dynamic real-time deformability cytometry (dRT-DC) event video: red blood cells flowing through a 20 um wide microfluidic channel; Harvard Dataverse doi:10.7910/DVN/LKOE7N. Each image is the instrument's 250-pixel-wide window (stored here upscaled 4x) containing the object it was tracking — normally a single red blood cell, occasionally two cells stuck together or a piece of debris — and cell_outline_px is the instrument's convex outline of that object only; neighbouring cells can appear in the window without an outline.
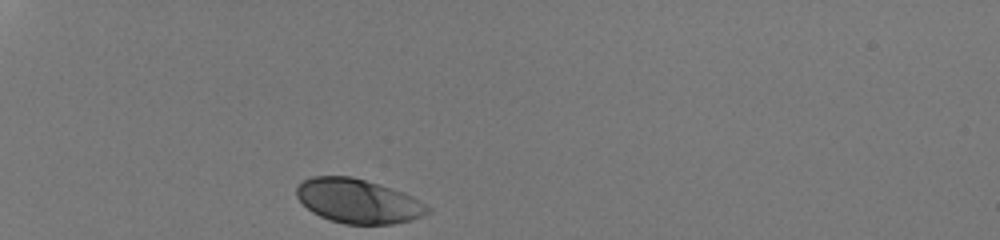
{"species": "human", "species_latin": "Homo sapiens", "temperature_condition": "room temperature", "stored_images_in_passage": 29, "camera_frame_rate_fps": 3000, "um_per_image_px": 0.085, "donor": {"sex": "male"}, "frame": {"image": 1, "passage_image": 1, "time_ms": 0.0, "image_size_px": [1000, 240], "cell_outline_px": [[432, 212], [412, 220], [392, 224], [344, 224], [328, 220], [312, 212], [296, 196], [296, 188], [304, 180], [312, 176], [352, 176], [380, 184], [404, 192], [412, 196], [432, 208]], "centroid_in_image_um": [30.47, 17.1], "position_along_channel_um": 54.5, "area_um2": 33.99}}
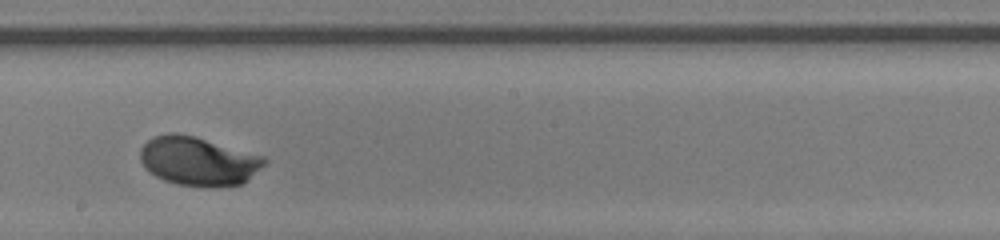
{"frame": {"image": 2, "passage_image": 17, "time_ms": 5.333, "image_size_px": [1000, 240], "cell_outline_px": [[268, 160], [244, 184], [216, 188], [208, 188], [176, 184], [164, 180], [156, 176], [144, 168], [140, 160], [140, 148], [148, 140], [156, 136], [168, 132], [176, 132], [196, 136], [264, 156]], "centroid_in_image_um": [16.86, 13.71], "position_along_channel_um": 231.3, "area_um2": 35.84}}
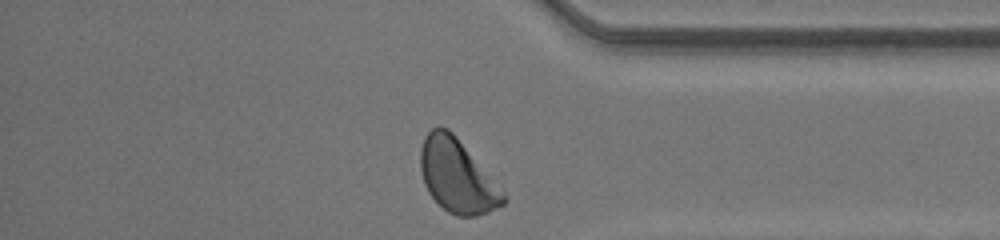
{"frame": {"image": 3, "passage_image": 29, "time_ms": 9.333, "image_size_px": [1000, 240], "cell_outline_px": [[508, 200], [504, 204], [488, 212], [476, 216], [456, 216], [448, 212], [428, 192], [424, 184], [420, 168], [420, 148], [424, 136], [432, 128], [448, 128], [456, 136], [504, 192]], "centroid_in_image_um": [38.85, 14.97], "position_along_channel_um": 396.4, "area_um2": 35.03}, "authors_computed_cell_mechanics": {"area_um2": 34.68, "velocity_mm_per_s": 4.1994, "shape_relaxation_time_tau1_ms": 2.2432, "shape_relaxation_time_tau2_ms": null, "deformation_change_tau1": 0.1452, "deformation_change_tau2": null}}